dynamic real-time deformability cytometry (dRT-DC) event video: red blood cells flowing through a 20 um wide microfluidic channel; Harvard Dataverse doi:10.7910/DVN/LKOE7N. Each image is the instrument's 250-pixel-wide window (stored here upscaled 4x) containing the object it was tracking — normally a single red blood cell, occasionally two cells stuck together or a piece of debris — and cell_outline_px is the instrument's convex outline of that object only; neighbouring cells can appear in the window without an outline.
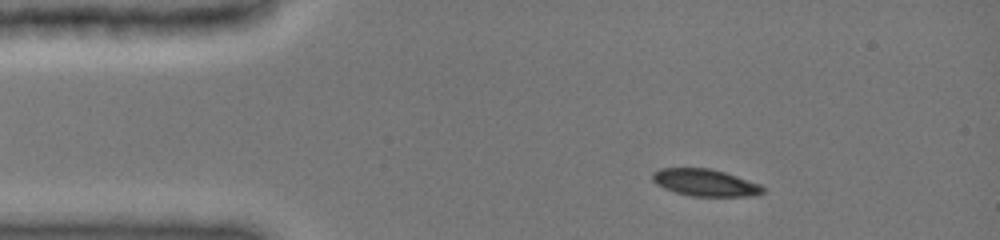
{"species": "common noctule bat (a hibernating species)", "species_latin": "Nyctalus noctula", "temperature_condition": "cold", "stored_images_in_passage": 44, "camera_frame_rate_fps": 3000, "um_per_image_px": 0.085, "animal": {"sex": "female", "body_mass_g": 19.0, "forearm_length_mm": 51.5}, "frame": {"image": 1, "passage_image": 7, "time_ms": 2.0, "image_size_px": [1000, 240], "cell_outline_px": [[764, 192], [756, 196], [692, 196], [676, 192], [664, 188], [656, 184], [652, 180], [652, 172], [660, 168], [712, 168], [760, 184], [764, 188]], "centroid_in_image_um": [59.93, 15.52], "position_along_channel_um": 25.1, "area_um2": 17.4}}
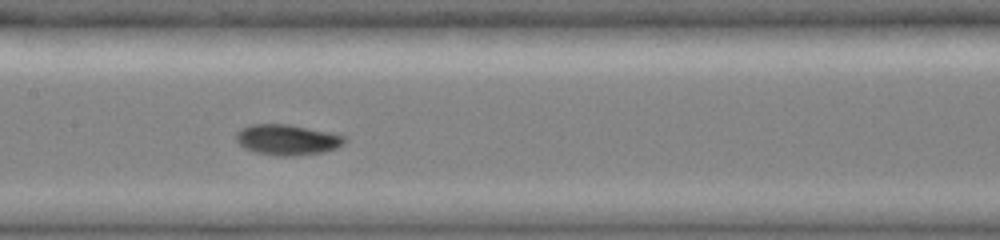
{"frame": {"image": 2, "passage_image": 23, "time_ms": 7.333, "image_size_px": [1000, 240], "cell_outline_px": [[348, 140], [344, 144], [336, 148], [324, 152], [292, 156], [280, 156], [256, 152], [244, 148], [236, 140], [236, 132], [240, 128], [252, 124], [288, 124], [328, 132], [344, 136]], "centroid_in_image_um": [24.41, 11.88], "position_along_channel_um": 183.0, "area_um2": 19.31}}
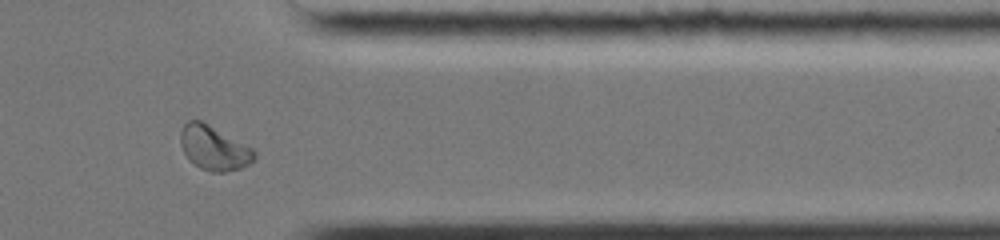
{"frame": {"image": 3, "passage_image": 39, "time_ms": 12.667, "image_size_px": [1000, 240], "cell_outline_px": [[256, 160], [240, 168], [224, 172], [212, 172], [200, 168], [192, 164], [188, 160], [180, 144], [180, 132], [184, 124], [188, 120], [200, 120], [208, 124], [252, 148], [256, 152]], "centroid_in_image_um": [18.16, 12.59], "position_along_channel_um": 393.2, "area_um2": 19.07}, "authors_computed_cell_mechanics": {"area_um2": 18.4671, "velocity_mm_per_s": 3.9767, "shape_relaxation_time_tau1_ms": 3.6033, "shape_relaxation_time_tau2_ms": 6.5707, "deformation_change_tau1": 0.1251, "deformation_change_tau2": 0.0583}}